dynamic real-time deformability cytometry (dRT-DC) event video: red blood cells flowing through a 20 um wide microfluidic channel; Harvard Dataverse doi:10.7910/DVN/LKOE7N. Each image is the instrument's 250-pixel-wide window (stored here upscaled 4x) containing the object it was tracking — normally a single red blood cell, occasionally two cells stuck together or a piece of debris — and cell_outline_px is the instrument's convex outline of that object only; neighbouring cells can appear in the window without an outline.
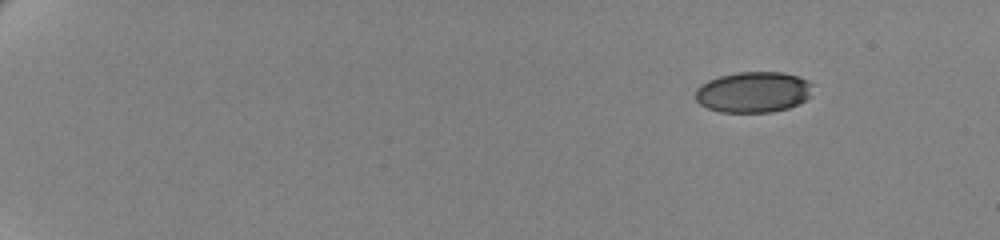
{"species": "human", "species_latin": "Homo sapiens", "temperature_condition": "cold", "stored_images_in_passage": 54, "camera_frame_rate_fps": 3000, "um_per_image_px": 0.085, "donor": {"sex": "female"}, "frame": {"image": 1, "passage_image": 1, "time_ms": 0.0, "image_size_px": [1000, 240], "cell_outline_px": [[812, 96], [788, 108], [772, 112], [720, 112], [708, 108], [700, 104], [696, 100], [696, 88], [700, 84], [708, 80], [720, 76], [740, 72], [784, 72], [808, 80], [812, 84]], "centroid_in_image_um": [64.04, 7.83], "position_along_channel_um": 21.0, "area_um2": 27.98}}
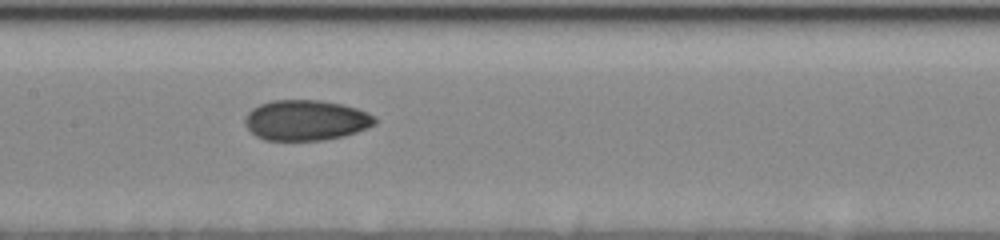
{"frame": {"image": 2, "passage_image": 28, "time_ms": 9.0, "image_size_px": [1000, 240], "cell_outline_px": [[376, 124], [356, 132], [344, 136], [324, 140], [264, 140], [256, 136], [244, 124], [244, 116], [252, 108], [260, 104], [272, 100], [320, 100], [344, 104], [368, 112], [376, 116]], "centroid_in_image_um": [26.01, 10.21], "position_along_channel_um": 181.4, "area_um2": 30.87}}
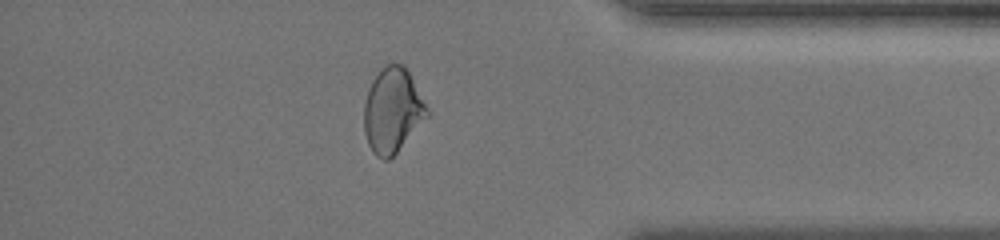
{"frame": {"image": 3, "passage_image": 48, "time_ms": 15.667, "image_size_px": [1000, 240], "cell_outline_px": [[428, 116], [396, 152], [388, 160], [384, 160], [376, 156], [372, 152], [368, 144], [364, 132], [364, 104], [368, 88], [372, 80], [388, 64], [404, 64], [428, 108]], "centroid_in_image_um": [33.34, 9.4], "position_along_channel_um": 401.9, "area_um2": 30.63}, "authors_computed_cell_mechanics": {"area_um2": 30.1427, "velocity_mm_per_s": 3.5069, "shape_relaxation_time_tau1_ms": null, "shape_relaxation_time_tau2_ms": 2.8799, "deformation_change_tau1": null, "deformation_change_tau2": 0.0698}}